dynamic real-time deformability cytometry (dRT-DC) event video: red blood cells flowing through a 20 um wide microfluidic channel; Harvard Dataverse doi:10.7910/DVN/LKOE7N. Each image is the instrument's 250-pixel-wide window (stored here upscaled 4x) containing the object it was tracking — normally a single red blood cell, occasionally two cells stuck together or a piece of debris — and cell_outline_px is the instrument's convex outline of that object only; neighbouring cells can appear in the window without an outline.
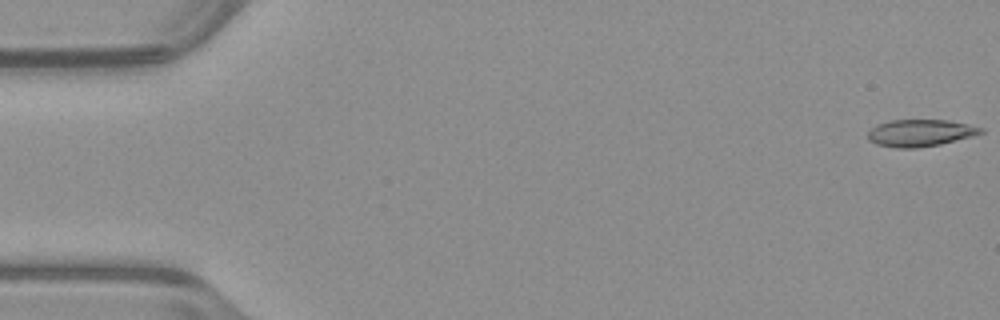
{"species": "common noctule bat (a hibernating species)", "species_latin": "Nyctalus noctula", "temperature_condition": "warm", "stored_images_in_passage": 52, "camera_frame_rate_fps": 3000, "um_per_image_px": 0.085, "animal": {"sex": "male", "body_mass_g": 23.1, "forearm_length_mm": 52.7}, "frame": {"image": 1, "passage_image": 1, "time_ms": 0.0, "image_size_px": [1000, 320], "cell_outline_px": [[984, 132], [972, 136], [940, 144], [916, 148], [896, 148], [876, 144], [868, 140], [868, 132], [876, 124], [888, 120], [948, 120], [984, 128]], "centroid_in_image_um": [78.19, 11.3], "position_along_channel_um": 6.8, "area_um2": 17.74}}
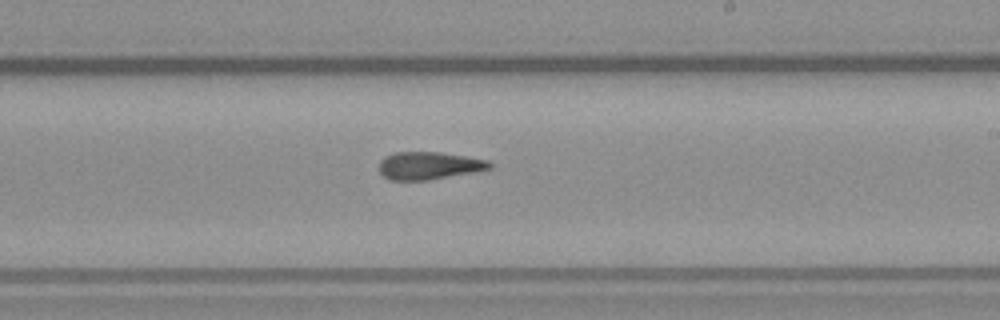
{"frame": {"image": 2, "passage_image": 31, "time_ms": 10.0, "image_size_px": [1000, 320], "cell_outline_px": [[492, 168], [476, 172], [428, 180], [388, 180], [380, 172], [380, 160], [384, 156], [396, 152], [440, 152], [488, 160], [492, 164]], "centroid_in_image_um": [36.47, 14.08], "position_along_channel_um": 252.5, "area_um2": 17.86}}
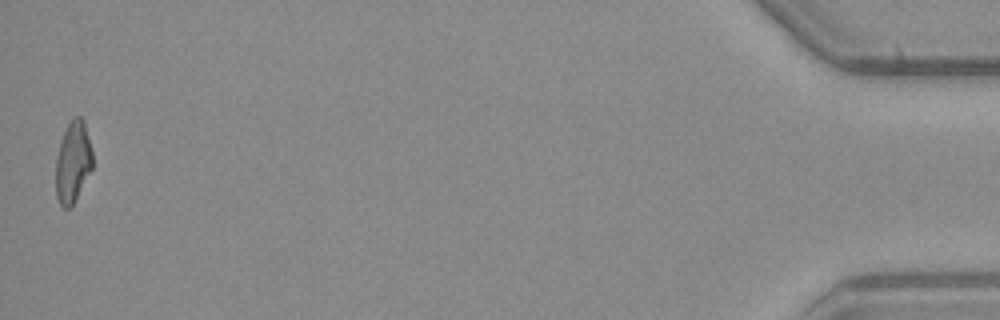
{"frame": {"image": 3, "passage_image": 52, "time_ms": 17.0, "image_size_px": [1000, 320], "cell_outline_px": [[92, 168], [72, 204], [68, 208], [64, 208], [60, 204], [56, 196], [56, 156], [60, 140], [72, 116], [80, 116], [84, 120], [92, 152]], "centroid_in_image_um": [6.18, 13.72], "position_along_channel_um": 429.0, "area_um2": 17.22}, "authors_computed_cell_mechanics": {"area_um2": 18.2359, "velocity_mm_per_s": 3.9835, "shape_relaxation_time_tau1_ms": null, "shape_relaxation_time_tau2_ms": 8.2272, "deformation_change_tau1": null, "deformation_change_tau2": 0.1846}}